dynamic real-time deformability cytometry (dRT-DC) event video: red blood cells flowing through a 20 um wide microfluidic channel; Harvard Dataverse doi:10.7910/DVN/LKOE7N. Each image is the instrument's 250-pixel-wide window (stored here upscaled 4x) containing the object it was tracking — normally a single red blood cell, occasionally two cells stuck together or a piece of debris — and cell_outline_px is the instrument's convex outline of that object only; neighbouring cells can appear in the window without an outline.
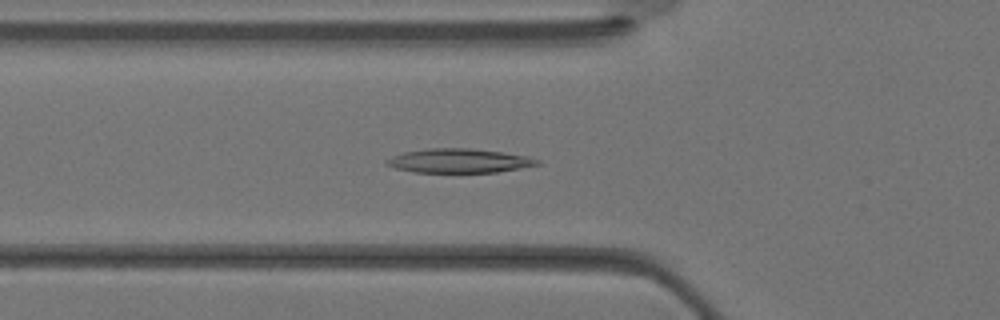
{"species": "Egyptian fruit bat (a non-hibernating species)", "species_latin": "Rousettus aegyptiacus", "temperature_condition": "warm", "stored_images_in_passage": 33, "camera_frame_rate_fps": 3000, "um_per_image_px": 0.085, "animal": {"sex": "female"}, "frame": {"image": 1, "passage_image": 10, "time_ms": 3.0, "image_size_px": [1000, 320], "cell_outline_px": [[540, 164], [520, 168], [496, 172], [412, 172], [392, 168], [384, 164], [384, 160], [392, 156], [404, 152], [428, 148], [468, 148], [500, 152], [528, 156], [540, 160]], "centroid_in_image_um": [38.95, 13.67], "position_along_channel_um": 86.8, "area_um2": 21.21}}
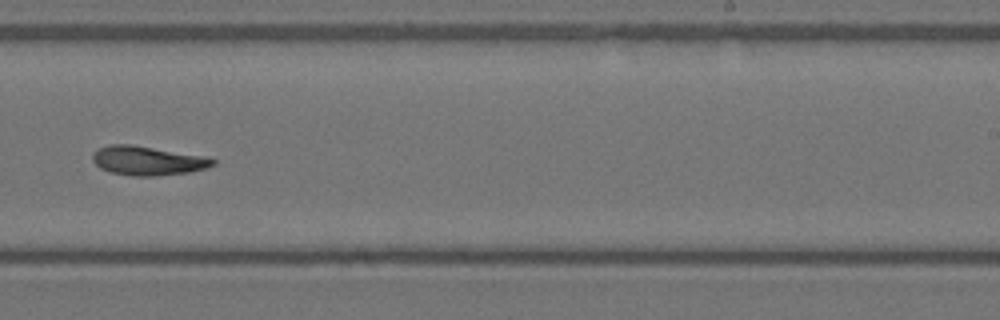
{"frame": {"image": 2, "passage_image": 20, "time_ms": 6.333, "image_size_px": [1000, 320], "cell_outline_px": [[216, 164], [204, 168], [188, 172], [156, 176], [132, 176], [112, 172], [100, 168], [92, 160], [92, 156], [100, 148], [112, 144], [132, 144], [208, 156], [216, 160]], "centroid_in_image_um": [12.59, 13.65], "position_along_channel_um": 276.4, "area_um2": 20.4}}
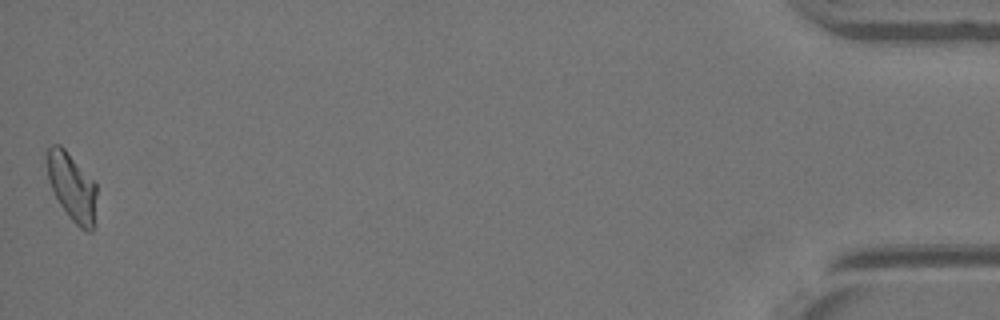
{"frame": {"image": 3, "passage_image": 33, "time_ms": 10.667, "image_size_px": [1000, 320], "cell_outline_px": [[96, 224], [92, 232], [84, 232], [68, 216], [60, 204], [48, 180], [48, 148], [52, 144], [60, 144], [64, 148], [96, 184]], "centroid_in_image_um": [6.16, 15.97], "position_along_channel_um": 429.0, "area_um2": 19.54}}